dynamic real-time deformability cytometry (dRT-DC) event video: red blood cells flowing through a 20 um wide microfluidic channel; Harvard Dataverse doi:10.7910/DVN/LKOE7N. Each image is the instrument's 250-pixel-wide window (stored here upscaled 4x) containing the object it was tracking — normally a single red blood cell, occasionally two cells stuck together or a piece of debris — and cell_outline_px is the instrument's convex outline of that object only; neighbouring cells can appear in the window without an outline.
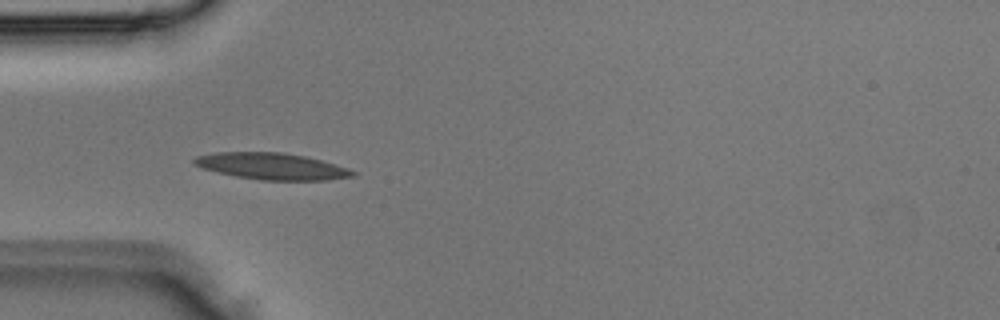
{"species": "Egyptian fruit bat (a non-hibernating species)", "species_latin": "Rousettus aegyptiacus", "temperature_condition": "room temperature", "stored_images_in_passage": 4, "camera_frame_rate_fps": 3000, "um_per_image_px": 0.085, "animal": {"sex": "male"}, "frame": {"image": 1, "passage_image": 4, "time_ms": 1.0, "image_size_px": [1000, 320], "cell_outline_px": [[356, 176], [324, 180], [264, 180], [236, 176], [204, 168], [196, 164], [192, 160], [196, 156], [216, 152], [284, 152], [304, 156], [320, 160], [348, 168], [356, 172]], "centroid_in_image_um": [23.13, 14.12], "position_along_channel_um": 61.9, "area_um2": 24.22}}